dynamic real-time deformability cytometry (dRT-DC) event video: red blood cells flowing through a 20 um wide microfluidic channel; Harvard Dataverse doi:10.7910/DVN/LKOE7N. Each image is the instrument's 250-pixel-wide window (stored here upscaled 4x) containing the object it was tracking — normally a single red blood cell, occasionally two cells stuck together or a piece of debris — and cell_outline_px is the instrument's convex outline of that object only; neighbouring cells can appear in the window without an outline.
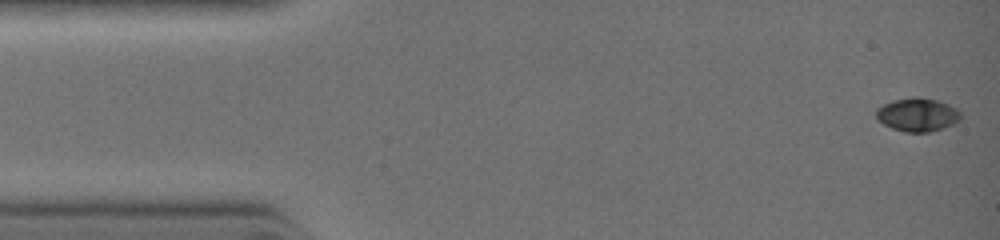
{"species": "common noctule bat (a hibernating species)", "species_latin": "Nyctalus noctula", "temperature_condition": "warm", "stored_images_in_passage": 33, "camera_frame_rate_fps": 3000, "um_per_image_px": 0.085, "animal": {"sex": "female", "body_mass_g": 19.0, "forearm_length_mm": 51.5}, "frame": {"image": 1, "passage_image": 1, "time_ms": 0.0, "image_size_px": [1000, 240], "cell_outline_px": [[960, 120], [952, 124], [928, 132], [904, 132], [892, 128], [884, 124], [876, 116], [876, 108], [892, 100], [912, 96], [920, 96], [936, 100], [948, 104], [956, 108], [960, 112]], "centroid_in_image_um": [77.96, 9.72], "position_along_channel_um": 7.0, "area_um2": 16.42}}
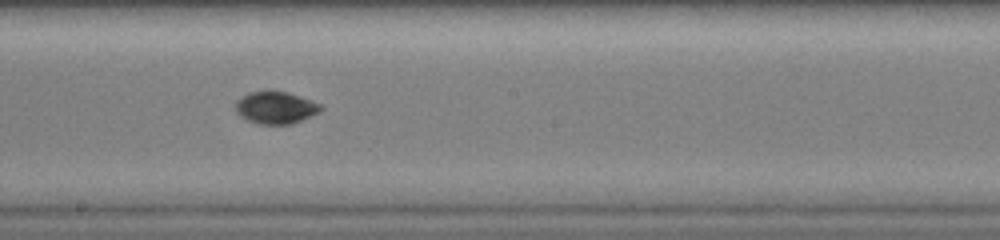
{"frame": {"image": 2, "passage_image": 18, "time_ms": 5.667, "image_size_px": [1000, 240], "cell_outline_px": [[324, 108], [320, 112], [300, 120], [288, 124], [260, 124], [248, 120], [240, 116], [236, 112], [236, 100], [252, 92], [284, 92], [320, 104]], "centroid_in_image_um": [23.42, 9.17], "position_along_channel_um": 224.8, "area_um2": 15.37}}
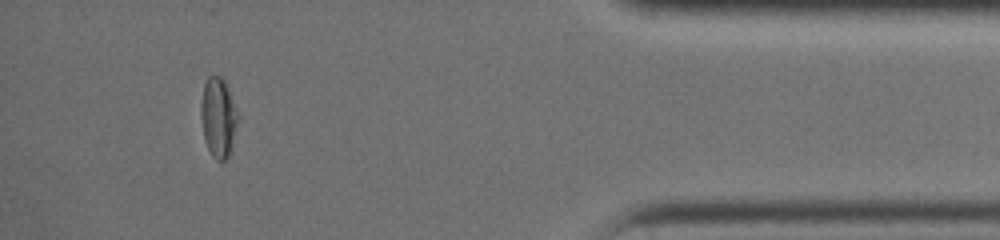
{"frame": {"image": 3, "passage_image": 30, "time_ms": 9.667, "image_size_px": [1000, 240], "cell_outline_px": [[240, 116], [232, 152], [224, 160], [216, 160], [212, 156], [204, 140], [200, 116], [200, 104], [204, 84], [208, 76], [220, 76], [224, 80]], "centroid_in_image_um": [18.57, 10.01], "position_along_channel_um": 416.6, "area_um2": 17.63}}